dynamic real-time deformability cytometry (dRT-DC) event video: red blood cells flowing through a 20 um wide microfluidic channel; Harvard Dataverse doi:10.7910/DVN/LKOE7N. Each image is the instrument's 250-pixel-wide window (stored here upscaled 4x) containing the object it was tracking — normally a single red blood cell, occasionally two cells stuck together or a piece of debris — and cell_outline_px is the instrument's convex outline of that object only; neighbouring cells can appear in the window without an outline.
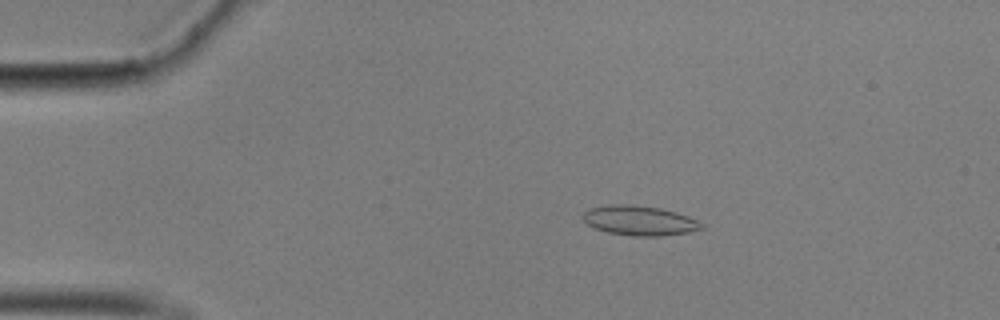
{"species": "common noctule bat (a hibernating species)", "species_latin": "Nyctalus noctula", "temperature_condition": "cold", "stored_images_in_passage": 25, "camera_frame_rate_fps": 3000, "um_per_image_px": 0.085, "animal": {"sex": "male", "body_mass_g": 17.9}, "frame": {"image": 1, "passage_image": 11, "time_ms": 3.333, "image_size_px": [1000, 320], "cell_outline_px": [[704, 228], [688, 232], [660, 236], [632, 236], [608, 232], [596, 228], [588, 224], [584, 220], [584, 212], [588, 208], [608, 204], [628, 204], [660, 208], [676, 212], [688, 216], [704, 224]], "centroid_in_image_um": [54.36, 18.74], "position_along_channel_um": 30.6, "area_um2": 20.46}}
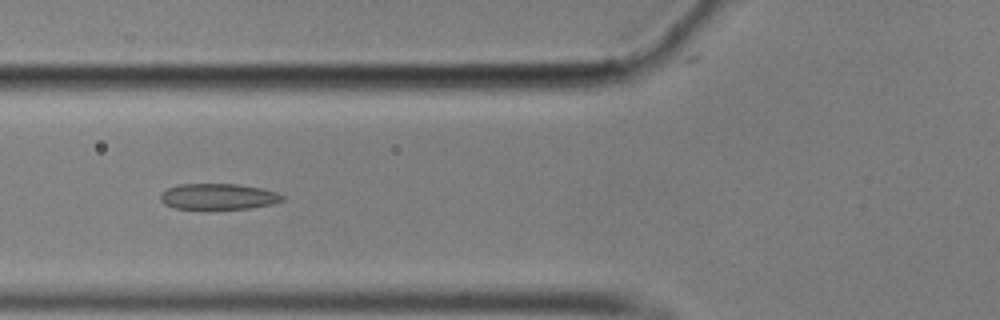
{"frame": {"image": 2, "passage_image": 22, "time_ms": 7.0, "image_size_px": [1000, 320], "cell_outline_px": [[284, 200], [272, 204], [248, 208], [172, 208], [164, 204], [160, 200], [160, 192], [168, 188], [180, 184], [240, 184], [260, 188], [276, 192], [284, 196]], "centroid_in_image_um": [18.53, 16.69], "position_along_channel_um": 107.3, "area_um2": 18.26}}
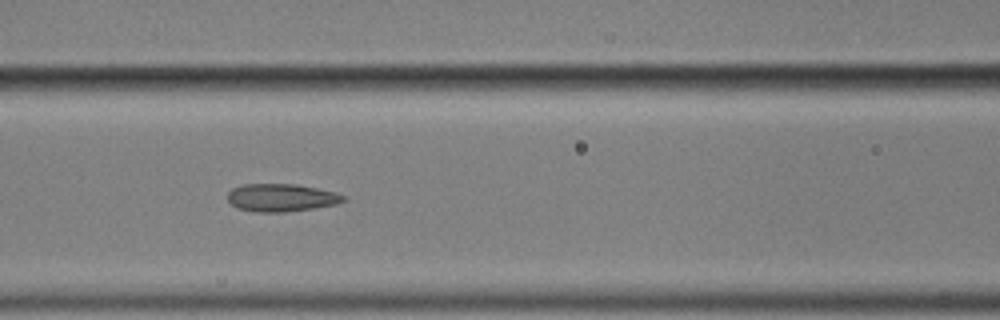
{"frame": {"image": 3, "passage_image": 25, "time_ms": 8.0, "image_size_px": [1000, 320], "cell_outline_px": [[348, 200], [336, 204], [312, 208], [284, 212], [256, 212], [240, 208], [232, 204], [228, 200], [228, 192], [232, 188], [240, 184], [296, 184], [316, 188], [332, 192], [344, 196]], "centroid_in_image_um": [23.89, 16.79], "position_along_channel_um": 142.7, "area_um2": 18.55}}